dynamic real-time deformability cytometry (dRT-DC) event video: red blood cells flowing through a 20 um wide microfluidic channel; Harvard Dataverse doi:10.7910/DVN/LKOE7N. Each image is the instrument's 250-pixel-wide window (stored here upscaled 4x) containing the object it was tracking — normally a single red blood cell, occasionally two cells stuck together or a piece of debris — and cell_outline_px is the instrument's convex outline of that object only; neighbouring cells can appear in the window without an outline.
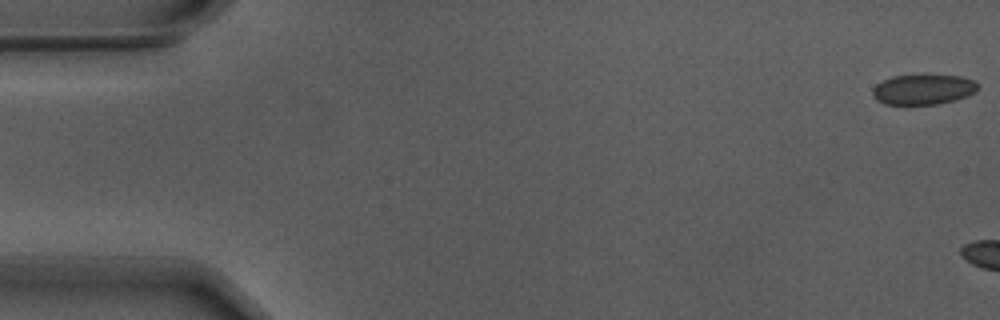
{"species": "Egyptian fruit bat (a non-hibernating species)", "species_latin": "Rousettus aegyptiacus", "temperature_condition": "warm", "stored_images_in_passage": 6, "camera_frame_rate_fps": 3000, "um_per_image_px": 0.085, "animal": {"sex": "male"}, "frame": {"image": 1, "passage_image": 1, "time_ms": 0.0, "image_size_px": [1000, 320], "cell_outline_px": [[976, 92], [968, 96], [956, 100], [936, 104], [884, 104], [876, 100], [872, 96], [872, 88], [876, 84], [892, 76], [960, 76], [972, 80], [976, 84]], "centroid_in_image_um": [78.43, 7.62], "position_along_channel_um": 6.6, "area_um2": 18.26}}